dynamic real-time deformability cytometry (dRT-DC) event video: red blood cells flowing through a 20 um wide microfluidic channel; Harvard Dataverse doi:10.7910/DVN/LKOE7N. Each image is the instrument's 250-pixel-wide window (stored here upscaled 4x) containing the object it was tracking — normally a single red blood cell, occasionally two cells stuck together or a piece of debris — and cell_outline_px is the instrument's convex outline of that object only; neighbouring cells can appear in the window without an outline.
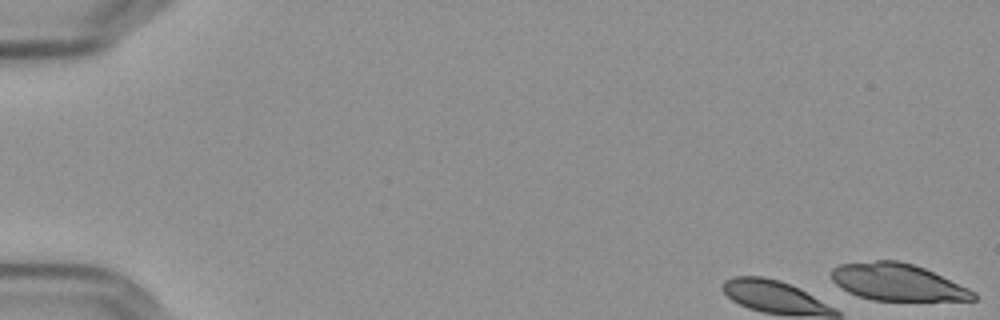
{"species": "Egyptian fruit bat (a non-hibernating species)", "species_latin": "Rousettus aegyptiacus", "temperature_condition": "cold", "stored_images_in_passage": 7, "camera_frame_rate_fps": 3000, "um_per_image_px": 0.085, "frame": {"image": 1, "passage_image": 1, "time_ms": 0.0, "image_size_px": [1000, 320], "cell_outline_px": [[976, 300], [872, 300], [856, 296], [840, 288], [832, 280], [832, 268], [840, 264], [876, 260], [896, 260], [912, 264], [924, 268], [968, 288], [976, 292]], "centroid_in_image_um": [76.25, 23.98], "position_along_channel_um": 8.8, "area_um2": 30.46}}